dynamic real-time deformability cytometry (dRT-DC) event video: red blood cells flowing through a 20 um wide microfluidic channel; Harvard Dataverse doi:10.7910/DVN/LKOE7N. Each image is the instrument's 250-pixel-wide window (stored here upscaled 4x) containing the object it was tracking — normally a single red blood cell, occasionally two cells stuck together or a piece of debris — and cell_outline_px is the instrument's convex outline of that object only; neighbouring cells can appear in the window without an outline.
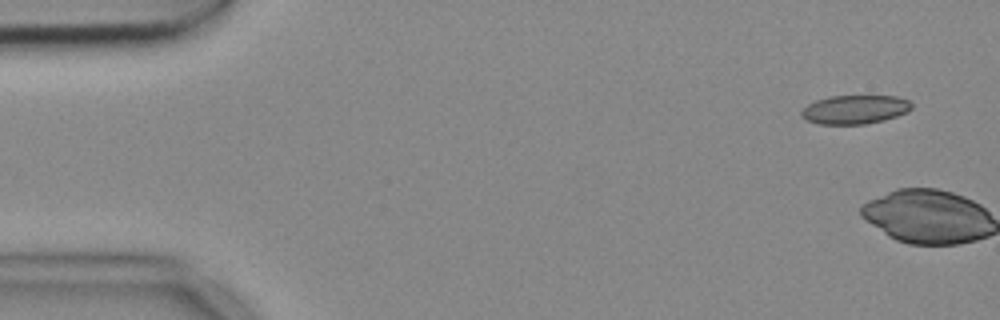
{"species": "common noctule bat (a hibernating species)", "species_latin": "Nyctalus noctula", "temperature_condition": "cold", "stored_images_in_passage": 5, "camera_frame_rate_fps": 3000, "um_per_image_px": 0.085, "animal": {"sex": "female", "body_mass_g": 18.4}, "frame": {"image": 1, "passage_image": 1, "time_ms": 0.0, "image_size_px": [1000, 320], "cell_outline_px": [[912, 108], [908, 112], [884, 120], [864, 124], [820, 124], [808, 120], [800, 112], [808, 104], [816, 100], [832, 96], [896, 96], [908, 100], [912, 104]], "centroid_in_image_um": [72.7, 9.3], "position_along_channel_um": 12.3, "area_um2": 18.32}}